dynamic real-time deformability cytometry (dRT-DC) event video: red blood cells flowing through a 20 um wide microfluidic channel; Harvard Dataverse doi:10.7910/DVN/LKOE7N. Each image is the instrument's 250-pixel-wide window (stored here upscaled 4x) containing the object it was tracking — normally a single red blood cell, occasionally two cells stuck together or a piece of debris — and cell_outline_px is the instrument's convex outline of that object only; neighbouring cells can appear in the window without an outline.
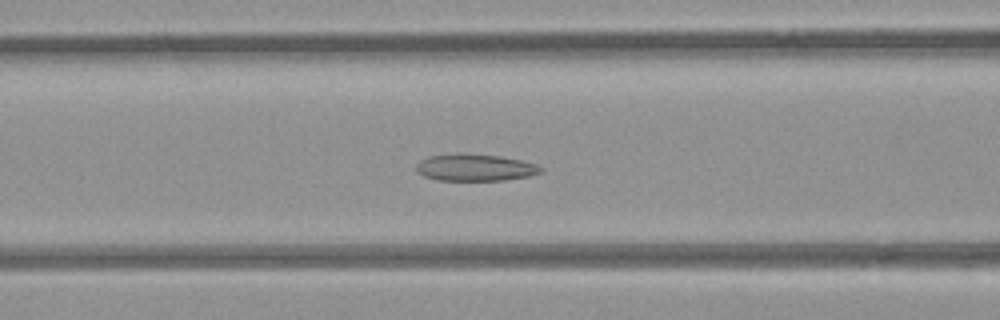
{"species": "common noctule bat (a hibernating species)", "species_latin": "Nyctalus noctula", "temperature_condition": "room temperature", "stored_images_in_passage": 54, "segment_of_instrument_passage": [1, 2], "camera_frame_rate_fps": 3000, "um_per_image_px": 0.085, "animal": {"sex": "female", "body_mass_g": 21.9}, "frame": {"image": 1, "passage_image": 21, "time_ms": 6.667, "image_size_px": [1000, 320], "cell_outline_px": [[544, 172], [528, 176], [504, 180], [436, 180], [424, 176], [416, 172], [416, 164], [420, 160], [428, 156], [456, 152], [460, 152], [500, 156], [520, 160], [536, 164], [544, 168]], "centroid_in_image_um": [40.35, 14.22], "position_along_channel_um": 126.2, "area_um2": 19.88}}
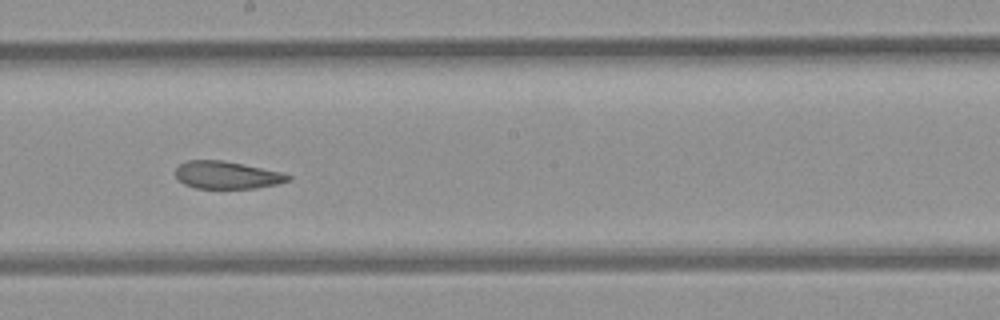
{"frame": {"image": 2, "passage_image": 29, "time_ms": 9.333, "image_size_px": [1000, 320], "cell_outline_px": [[292, 176], [288, 180], [276, 184], [256, 188], [196, 188], [184, 184], [176, 176], [176, 168], [180, 164], [188, 160], [224, 160], [284, 172]], "centroid_in_image_um": [19.3, 14.87], "position_along_channel_um": 228.9, "area_um2": 18.03}}
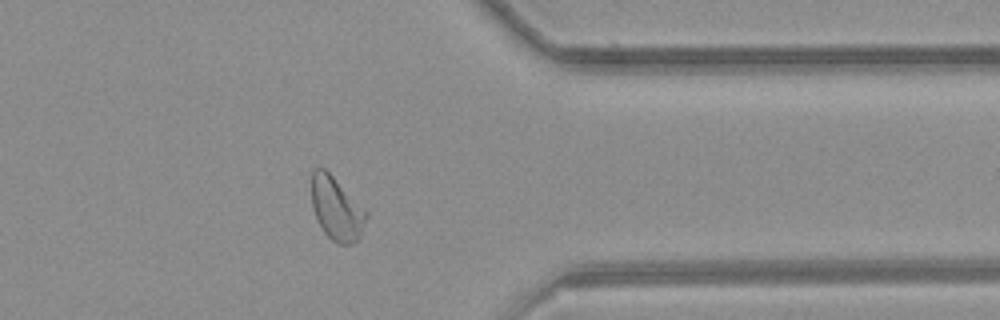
{"frame": {"image": 3, "passage_image": 42, "time_ms": 13.667, "image_size_px": [1000, 320], "cell_outline_px": [[368, 216], [360, 236], [352, 244], [340, 244], [332, 240], [324, 232], [316, 220], [312, 208], [312, 168], [324, 168], [368, 208]], "centroid_in_image_um": [28.64, 17.72], "position_along_channel_um": 382.8, "area_um2": 20.63}}